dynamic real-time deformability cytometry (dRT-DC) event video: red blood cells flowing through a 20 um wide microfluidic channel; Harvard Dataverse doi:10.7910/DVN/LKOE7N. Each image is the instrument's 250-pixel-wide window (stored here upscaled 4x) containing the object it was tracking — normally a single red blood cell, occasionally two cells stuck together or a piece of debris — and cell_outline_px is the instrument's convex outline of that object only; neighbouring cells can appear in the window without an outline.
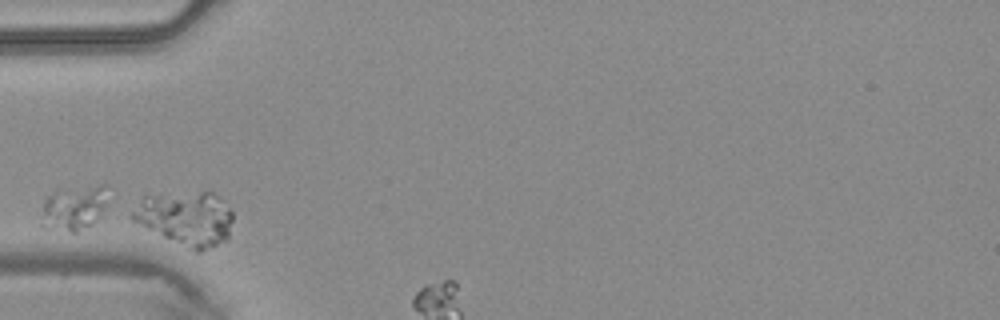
{"species": "common noctule bat (a hibernating species)", "species_latin": "Nyctalus noctula", "temperature_condition": "warm", "stored_images_in_passage": 2, "segment_of_instrument_passage": [1, 2], "camera_frame_rate_fps": 3000, "um_per_image_px": 0.085, "animal": {"sex": "male", "body_mass_g": 20.4}, "frame": {"image": 1, "passage_image": 1, "time_ms": 0.0, "image_size_px": [1000, 320], "cell_outline_px": [[232, 220], [228, 240], [200, 252], [196, 252], [132, 220], [132, 212], [140, 200], [144, 196], [200, 192], [212, 192], [232, 208]], "centroid_in_image_um": [15.87, 18.57], "position_along_channel_um": 69.1, "area_um2": 31.15}}